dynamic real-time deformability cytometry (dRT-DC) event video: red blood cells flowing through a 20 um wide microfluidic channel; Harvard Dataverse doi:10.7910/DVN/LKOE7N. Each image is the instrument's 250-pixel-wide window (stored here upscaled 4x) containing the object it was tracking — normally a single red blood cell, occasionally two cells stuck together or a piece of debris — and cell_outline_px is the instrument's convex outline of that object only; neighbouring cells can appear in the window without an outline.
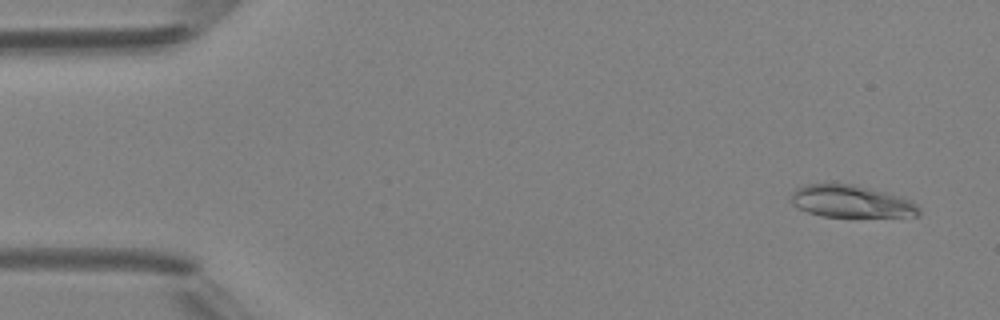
{"species": "Egyptian fruit bat (a non-hibernating species)", "species_latin": "Rousettus aegyptiacus", "temperature_condition": "room temperature", "stored_images_in_passage": 4, "camera_frame_rate_fps": 3000, "um_per_image_px": 0.085, "animal": {"sex": "female"}, "frame": {"image": 1, "passage_image": 1, "time_ms": 0.0, "image_size_px": [1000, 320], "cell_outline_px": [[920, 216], [852, 220], [820, 216], [808, 212], [792, 204], [792, 192], [796, 188], [808, 184], [852, 184], [900, 196], [916, 204], [920, 208]], "centroid_in_image_um": [72.41, 17.2], "position_along_channel_um": 12.6, "area_um2": 25.03}}